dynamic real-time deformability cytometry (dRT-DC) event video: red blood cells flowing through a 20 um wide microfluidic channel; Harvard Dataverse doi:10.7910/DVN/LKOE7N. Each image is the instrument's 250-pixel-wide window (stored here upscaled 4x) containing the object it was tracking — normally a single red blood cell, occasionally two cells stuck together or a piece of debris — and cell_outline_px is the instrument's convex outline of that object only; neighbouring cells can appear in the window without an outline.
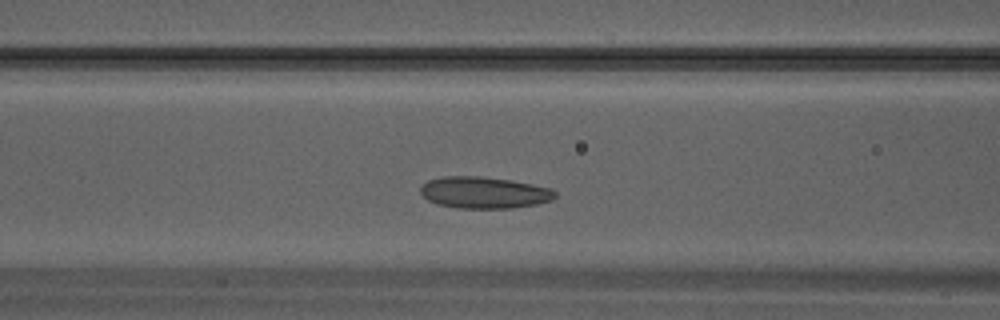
{"species": "Egyptian fruit bat (a non-hibernating species)", "species_latin": "Rousettus aegyptiacus", "temperature_condition": "warm", "stored_images_in_passage": 25, "camera_frame_rate_fps": 3000, "um_per_image_px": 0.085, "animal": {"sex": "male"}, "frame": {"image": 1, "passage_image": 8, "time_ms": 2.333, "image_size_px": [1000, 320], "cell_outline_px": [[556, 196], [552, 200], [536, 204], [512, 208], [460, 208], [436, 204], [428, 200], [420, 192], [420, 188], [428, 180], [444, 176], [480, 176], [512, 180], [552, 188], [556, 192]], "centroid_in_image_um": [41.16, 16.36], "position_along_channel_um": 125.4, "area_um2": 24.85}}
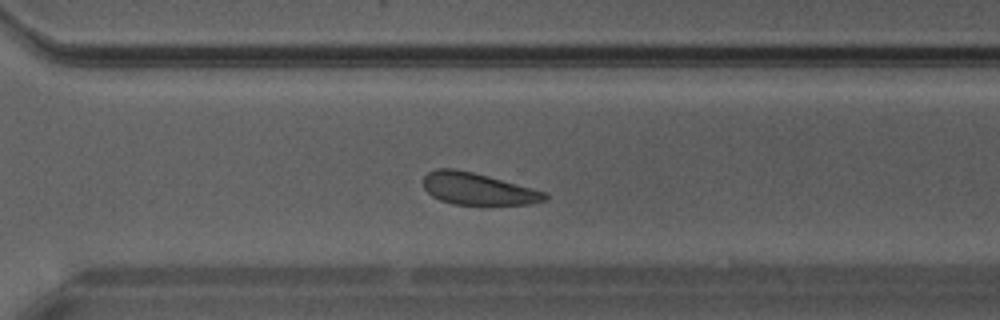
{"frame": {"image": 2, "passage_image": 18, "time_ms": 5.667, "image_size_px": [1000, 320], "cell_outline_px": [[548, 200], [528, 204], [452, 204], [440, 200], [432, 196], [424, 188], [420, 180], [428, 172], [436, 168], [452, 168], [472, 172], [488, 176], [548, 192]], "centroid_in_image_um": [40.59, 16.04], "position_along_channel_um": 330.0, "area_um2": 22.72}}